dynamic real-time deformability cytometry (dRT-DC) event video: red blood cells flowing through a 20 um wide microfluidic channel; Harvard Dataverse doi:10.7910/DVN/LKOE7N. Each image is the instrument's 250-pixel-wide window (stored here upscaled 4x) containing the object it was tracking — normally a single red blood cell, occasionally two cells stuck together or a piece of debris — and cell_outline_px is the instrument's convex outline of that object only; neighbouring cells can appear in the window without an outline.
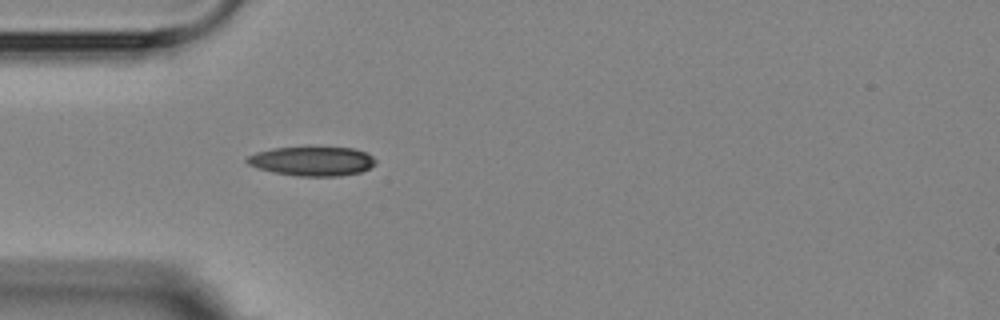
{"species": "Egyptian fruit bat (a non-hibernating species)", "species_latin": "Rousettus aegyptiacus", "temperature_condition": "room temperature", "stored_images_in_passage": 4, "camera_frame_rate_fps": 3000, "um_per_image_px": 0.085, "animal": {"sex": "female"}, "frame": {"image": 1, "passage_image": 4, "time_ms": 4.0, "image_size_px": [1000, 320], "cell_outline_px": [[376, 164], [360, 172], [340, 176], [296, 176], [272, 172], [248, 164], [244, 160], [248, 156], [256, 152], [272, 148], [352, 148], [368, 152], [376, 160]], "centroid_in_image_um": [26.54, 13.71], "position_along_channel_um": 58.5, "area_um2": 21.79}}